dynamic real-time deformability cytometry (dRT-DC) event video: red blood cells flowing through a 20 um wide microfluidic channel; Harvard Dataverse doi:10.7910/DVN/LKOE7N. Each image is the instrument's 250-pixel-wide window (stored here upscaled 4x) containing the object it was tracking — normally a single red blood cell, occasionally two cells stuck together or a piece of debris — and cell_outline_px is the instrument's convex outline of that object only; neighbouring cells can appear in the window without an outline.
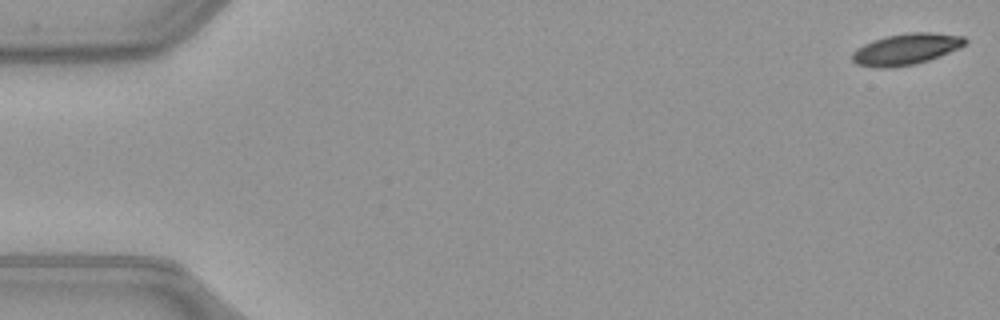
{"species": "common noctule bat (a hibernating species)", "species_latin": "Nyctalus noctula", "temperature_condition": "warm", "stored_images_in_passage": 52, "camera_frame_rate_fps": 3000, "um_per_image_px": 0.085, "animal": {"sex": "female", "body_mass_g": 21.9}, "frame": {"image": 1, "passage_image": 1, "time_ms": 0.0, "image_size_px": [1000, 320], "cell_outline_px": [[968, 40], [960, 48], [940, 56], [916, 64], [888, 68], [876, 68], [856, 64], [852, 60], [852, 52], [856, 48], [872, 40], [884, 36], [908, 32], [932, 32], [964, 36]], "centroid_in_image_um": [77.0, 4.17], "position_along_channel_um": 8.0, "area_um2": 20.81}}
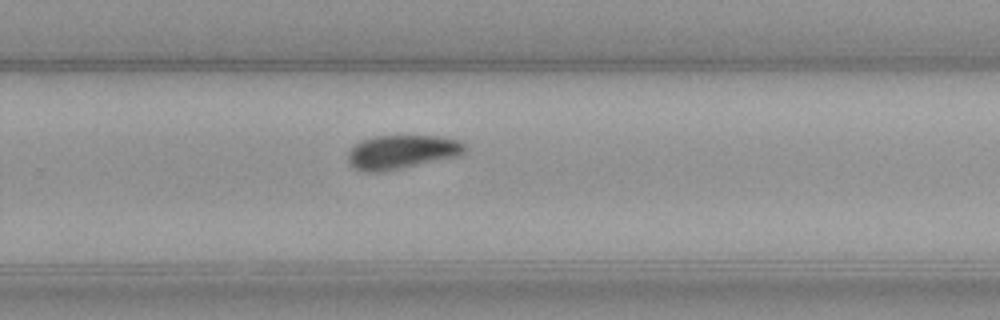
{"frame": {"image": 2, "passage_image": 34, "time_ms": 11.0, "image_size_px": [1000, 320], "cell_outline_px": [[464, 152], [460, 156], [384, 172], [360, 172], [352, 168], [348, 164], [348, 152], [360, 140], [376, 136], [436, 136], [460, 140], [464, 144]], "centroid_in_image_um": [34.11, 12.94], "position_along_channel_um": 295.7, "area_um2": 23.35}}
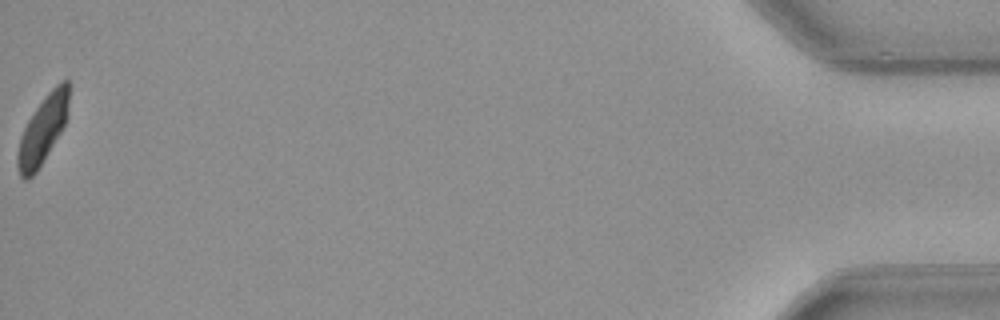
{"frame": {"image": 3, "passage_image": 52, "time_ms": 17.0, "image_size_px": [1000, 320], "cell_outline_px": [[68, 116], [60, 132], [36, 172], [28, 180], [24, 180], [20, 176], [16, 164], [16, 156], [20, 136], [28, 120], [44, 96], [60, 80], [68, 80]], "centroid_in_image_um": [3.61, 11.04], "position_along_channel_um": 431.6, "area_um2": 20.06}, "authors_computed_cell_mechanics": {"area_um2": 22.2819, "velocity_mm_per_s": 4.0055, "shape_relaxation_time_tau1_ms": 4.7629, "shape_relaxation_time_tau2_ms": 10.87, "deformation_change_tau1": 0.1526, "deformation_change_tau2": 0.1669}}